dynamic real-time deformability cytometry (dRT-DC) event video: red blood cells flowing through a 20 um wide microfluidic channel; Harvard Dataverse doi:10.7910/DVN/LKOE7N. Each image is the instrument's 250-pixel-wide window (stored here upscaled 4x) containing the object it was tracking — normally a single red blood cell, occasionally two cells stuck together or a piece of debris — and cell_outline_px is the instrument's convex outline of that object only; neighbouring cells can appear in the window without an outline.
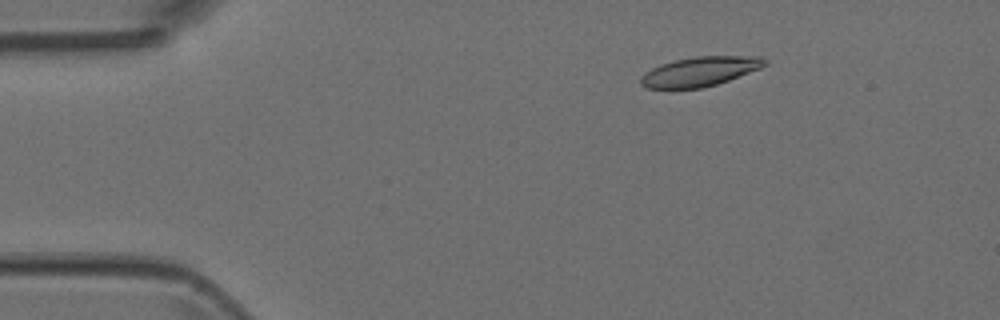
{"species": "Egyptian fruit bat (a non-hibernating species)", "species_latin": "Rousettus aegyptiacus", "temperature_condition": "room temperature", "stored_images_in_passage": 3, "camera_frame_rate_fps": 3000, "um_per_image_px": 0.085, "animal": {"sex": "female"}, "frame": {"image": 1, "passage_image": 1, "time_ms": 0.0, "image_size_px": [1000, 320], "cell_outline_px": [[768, 64], [760, 68], [728, 80], [716, 84], [700, 88], [648, 88], [640, 84], [640, 76], [644, 72], [660, 64], [676, 60], [696, 56], [760, 56], [768, 60]], "centroid_in_image_um": [59.49, 6.06], "position_along_channel_um": 25.5, "area_um2": 21.21}}